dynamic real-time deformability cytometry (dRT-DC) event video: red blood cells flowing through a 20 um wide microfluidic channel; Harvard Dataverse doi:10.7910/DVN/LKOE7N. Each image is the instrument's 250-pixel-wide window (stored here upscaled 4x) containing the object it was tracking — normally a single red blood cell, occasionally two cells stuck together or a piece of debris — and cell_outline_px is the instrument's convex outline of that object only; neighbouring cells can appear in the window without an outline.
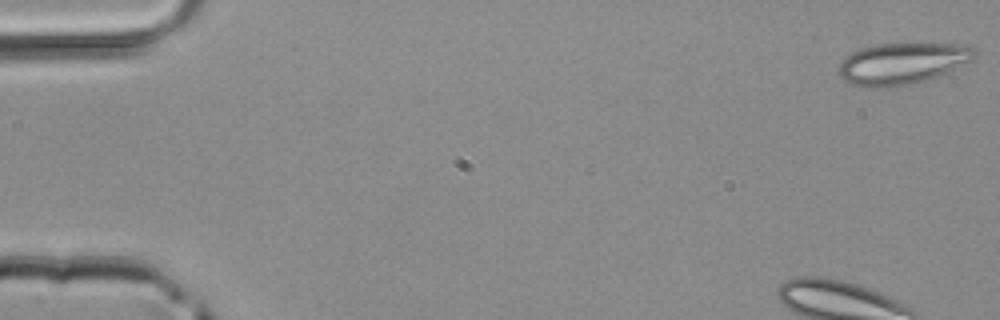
{"species": "common noctule bat (a hibernating species)", "species_latin": "Nyctalus noctula", "temperature_condition": "room temperature", "stored_images_in_passage": 46, "camera_frame_rate_fps": 3000, "um_per_image_px": 0.085, "animal": {"sex": "male", "body_mass_g": 20.4}, "frame": {"image": 1, "passage_image": 1, "time_ms": 0.0, "image_size_px": [1000, 320], "cell_outline_px": [[976, 56], [972, 60], [948, 76], [912, 84], [880, 88], [868, 88], [848, 84], [836, 72], [840, 64], [852, 52], [860, 48], [876, 44], [968, 44], [976, 52]], "centroid_in_image_um": [76.75, 5.43], "position_along_channel_um": 8.2, "area_um2": 33.76}}